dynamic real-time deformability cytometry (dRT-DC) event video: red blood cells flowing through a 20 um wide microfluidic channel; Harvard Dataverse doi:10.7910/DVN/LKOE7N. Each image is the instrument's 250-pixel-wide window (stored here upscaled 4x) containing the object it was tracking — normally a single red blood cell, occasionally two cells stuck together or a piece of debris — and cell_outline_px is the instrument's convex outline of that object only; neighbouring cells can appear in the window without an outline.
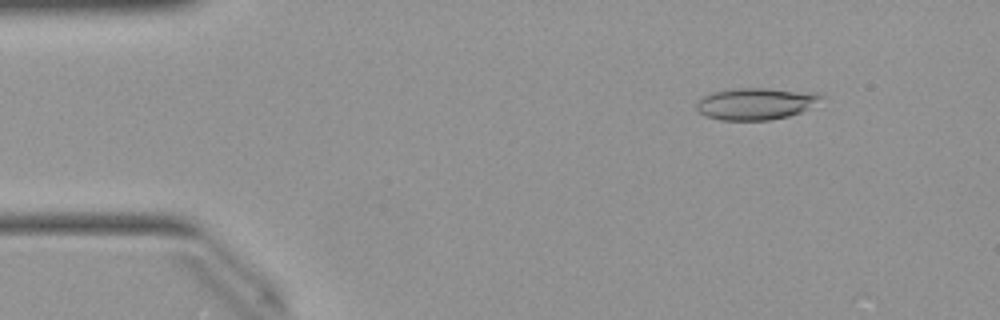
{"species": "Egyptian fruit bat (a non-hibernating species)", "species_latin": "Rousettus aegyptiacus", "temperature_condition": "warm", "stored_images_in_passage": 9, "camera_frame_rate_fps": 3000, "um_per_image_px": 0.085, "animal": {"sex": "female"}, "frame": {"image": 1, "passage_image": 2, "time_ms": 0.333, "image_size_px": [1000, 320], "cell_outline_px": [[824, 96], [800, 112], [788, 116], [768, 120], [720, 120], [708, 116], [700, 112], [696, 108], [696, 104], [704, 96], [712, 92], [740, 88], [768, 88], [816, 92]], "centroid_in_image_um": [64.22, 8.8], "position_along_channel_um": 20.8, "area_um2": 22.72}}